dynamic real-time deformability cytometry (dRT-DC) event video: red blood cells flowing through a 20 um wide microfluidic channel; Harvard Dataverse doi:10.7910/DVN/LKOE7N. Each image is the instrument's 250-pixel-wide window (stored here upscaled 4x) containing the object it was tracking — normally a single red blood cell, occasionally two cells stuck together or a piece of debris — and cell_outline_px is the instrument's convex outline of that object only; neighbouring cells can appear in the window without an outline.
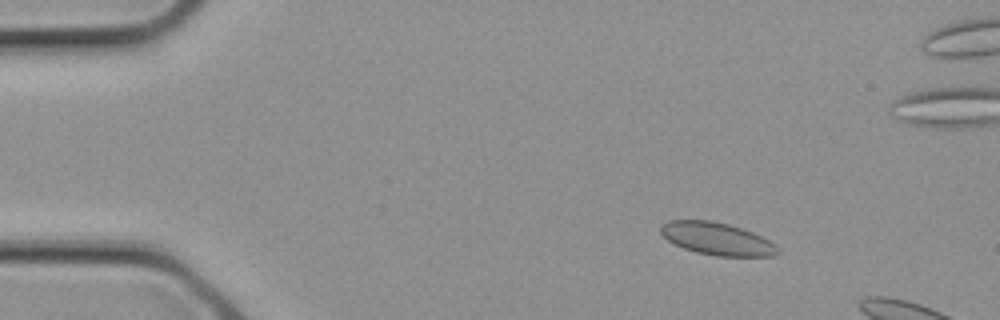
{"species": "common noctule bat (a hibernating species)", "species_latin": "Nyctalus noctula", "temperature_condition": "cold", "stored_images_in_passage": 4, "camera_frame_rate_fps": 3000, "um_per_image_px": 0.085, "animal": {"sex": "female", "body_mass_g": 21.9}, "frame": {"image": 1, "passage_image": 2, "time_ms": 0.333, "image_size_px": [1000, 320], "cell_outline_px": [[780, 252], [772, 256], [716, 256], [696, 252], [684, 248], [668, 240], [660, 232], [660, 224], [668, 220], [712, 220], [728, 224], [752, 232], [776, 244], [780, 248]], "centroid_in_image_um": [60.94, 20.29], "position_along_channel_um": 24.1, "area_um2": 22.14}}